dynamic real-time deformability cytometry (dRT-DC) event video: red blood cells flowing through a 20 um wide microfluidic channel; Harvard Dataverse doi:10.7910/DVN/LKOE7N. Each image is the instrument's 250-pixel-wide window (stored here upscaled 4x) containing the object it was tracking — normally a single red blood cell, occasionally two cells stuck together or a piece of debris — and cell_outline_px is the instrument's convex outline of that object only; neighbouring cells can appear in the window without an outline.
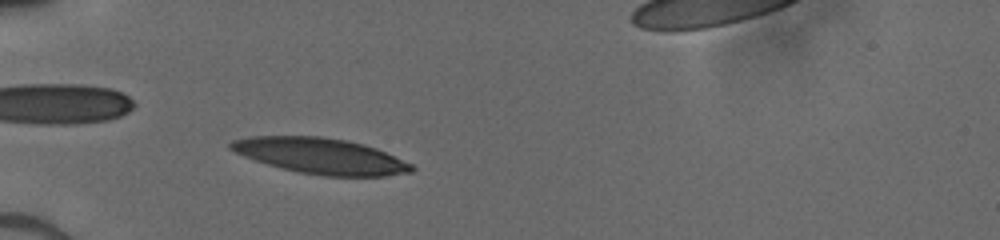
{"species": "human", "species_latin": "Homo sapiens", "temperature_condition": "cold", "stored_images_in_passage": 42, "camera_frame_rate_fps": 3000, "um_per_image_px": 0.085, "donor": {"sex": "male"}, "frame": {"image": 1, "passage_image": 7, "time_ms": 2.0, "image_size_px": [1000, 240], "cell_outline_px": [[416, 168], [412, 172], [384, 176], [324, 176], [300, 172], [268, 164], [244, 156], [228, 148], [228, 144], [232, 140], [248, 136], [320, 136], [348, 140], [364, 144], [376, 148], [412, 164]], "centroid_in_image_um": [27.26, 13.24], "position_along_channel_um": 57.7, "area_um2": 37.57}}
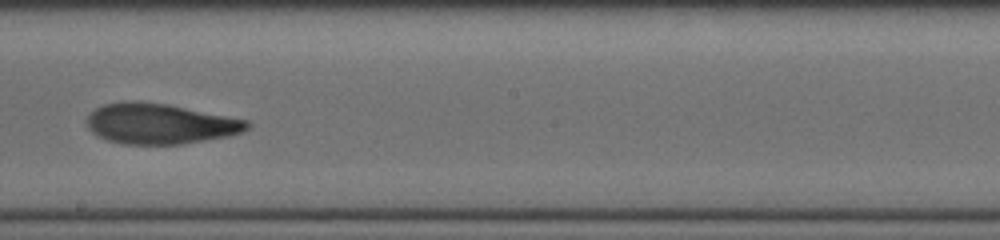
{"frame": {"image": 2, "passage_image": 21, "time_ms": 6.667, "image_size_px": [1000, 240], "cell_outline_px": [[252, 124], [244, 132], [232, 136], [180, 144], [124, 144], [108, 140], [96, 136], [84, 124], [84, 120], [88, 112], [104, 104], [128, 100], [136, 100], [168, 104], [248, 120]], "centroid_in_image_um": [13.56, 10.51], "position_along_channel_um": 234.6, "area_um2": 38.38}}
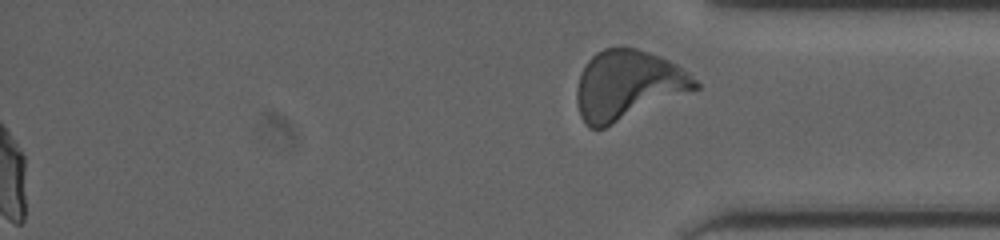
{"frame": {"image": 3, "passage_image": 42, "time_ms": 13.667, "image_size_px": [1000, 240], "cell_outline_px": [[700, 88], [604, 128], [588, 128], [584, 124], [580, 116], [576, 100], [576, 92], [580, 72], [588, 60], [596, 52], [604, 48], [636, 48], [660, 56], [676, 64], [688, 72], [700, 84]], "centroid_in_image_um": [53.34, 7.24], "position_along_channel_um": 381.9, "area_um2": 47.92}}